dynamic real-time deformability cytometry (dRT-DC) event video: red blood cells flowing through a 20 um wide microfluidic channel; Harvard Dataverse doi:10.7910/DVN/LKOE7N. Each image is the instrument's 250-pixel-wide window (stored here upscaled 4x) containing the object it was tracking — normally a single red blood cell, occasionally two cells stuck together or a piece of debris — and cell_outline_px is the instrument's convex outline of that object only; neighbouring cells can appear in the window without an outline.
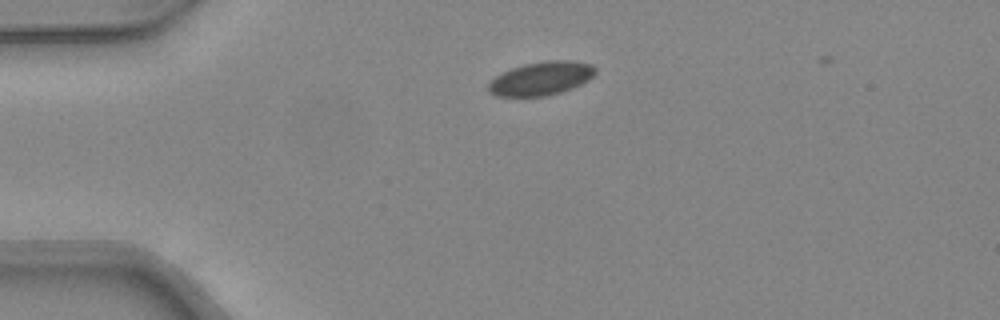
{"species": "common noctule bat (a hibernating species)", "species_latin": "Nyctalus noctula", "temperature_condition": "warm", "stored_images_in_passage": 11, "camera_frame_rate_fps": 3000, "um_per_image_px": 0.085, "animal": {"sex": "female", "body_mass_g": 24.6, "forearm_length_mm": 56.2}, "frame": {"image": 1, "passage_image": 3, "time_ms": 0.667, "image_size_px": [1000, 320], "cell_outline_px": [[596, 72], [588, 80], [572, 88], [548, 96], [496, 96], [488, 92], [488, 84], [496, 76], [512, 68], [524, 64], [548, 60], [572, 60], [592, 64], [596, 68]], "centroid_in_image_um": [46.01, 6.66], "position_along_channel_um": 39.0, "area_um2": 20.87}}
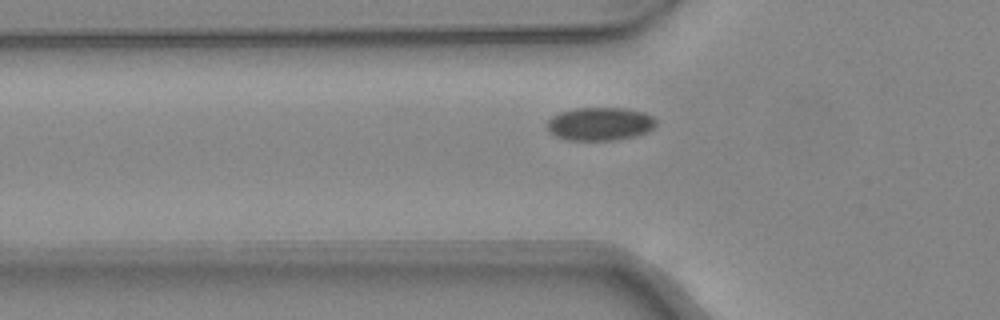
{"frame": {"image": 2, "passage_image": 8, "time_ms": 2.333, "image_size_px": [1000, 320], "cell_outline_px": [[656, 124], [648, 132], [636, 136], [616, 140], [568, 140], [556, 136], [548, 132], [544, 124], [552, 116], [560, 112], [576, 108], [628, 108], [644, 112], [652, 116], [656, 120]], "centroid_in_image_um": [50.98, 10.53], "position_along_channel_um": 74.8, "area_um2": 21.39}}
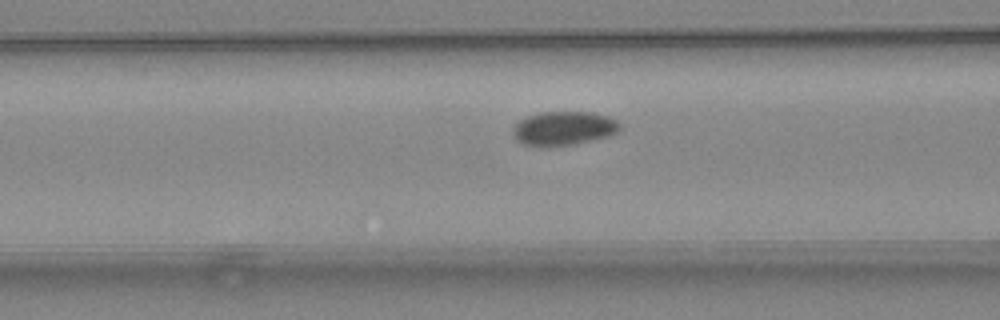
{"frame": {"image": 3, "passage_image": 11, "time_ms": 3.333, "image_size_px": [1000, 320], "cell_outline_px": [[620, 128], [616, 132], [608, 136], [576, 144], [524, 144], [516, 140], [512, 136], [512, 128], [520, 120], [528, 116], [540, 112], [592, 112], [608, 116], [616, 120], [620, 124]], "centroid_in_image_um": [47.92, 10.87], "position_along_channel_um": 118.7, "area_um2": 20.69}}